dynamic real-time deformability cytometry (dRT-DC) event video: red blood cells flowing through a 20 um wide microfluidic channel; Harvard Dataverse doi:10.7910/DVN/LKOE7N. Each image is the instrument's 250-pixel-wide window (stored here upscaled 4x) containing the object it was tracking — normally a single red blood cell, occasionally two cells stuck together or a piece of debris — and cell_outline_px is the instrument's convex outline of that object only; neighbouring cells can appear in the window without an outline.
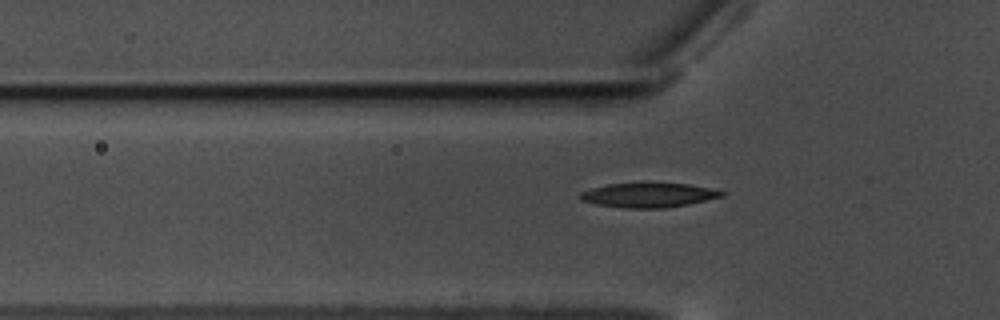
{"species": "common noctule bat (a hibernating species)", "species_latin": "Nyctalus noctula", "temperature_condition": "warm", "stored_images_in_passage": 41, "camera_frame_rate_fps": 3000, "um_per_image_px": 0.085, "animal": {"sex": "male", "body_mass_g": 17.5, "forearm_length_mm": 52.3}, "frame": {"image": 1, "passage_image": 8, "time_ms": 2.333, "image_size_px": [1000, 320], "cell_outline_px": [[728, 192], [724, 196], [688, 204], [664, 208], [628, 208], [596, 204], [580, 200], [580, 192], [592, 188], [608, 184], [640, 180], [644, 180], [688, 184]], "centroid_in_image_um": [55.12, 16.53], "position_along_channel_um": 70.7, "area_um2": 20.98}}
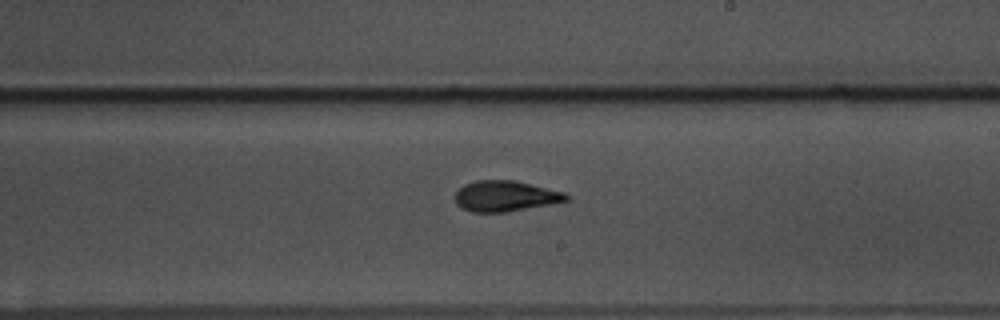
{"frame": {"image": 2, "passage_image": 23, "time_ms": 7.333, "image_size_px": [1000, 320], "cell_outline_px": [[568, 200], [548, 204], [504, 212], [472, 212], [456, 204], [456, 192], [464, 184], [476, 180], [516, 180], [564, 192], [568, 196]], "centroid_in_image_um": [42.93, 16.65], "position_along_channel_um": 246.1, "area_um2": 19.59}}
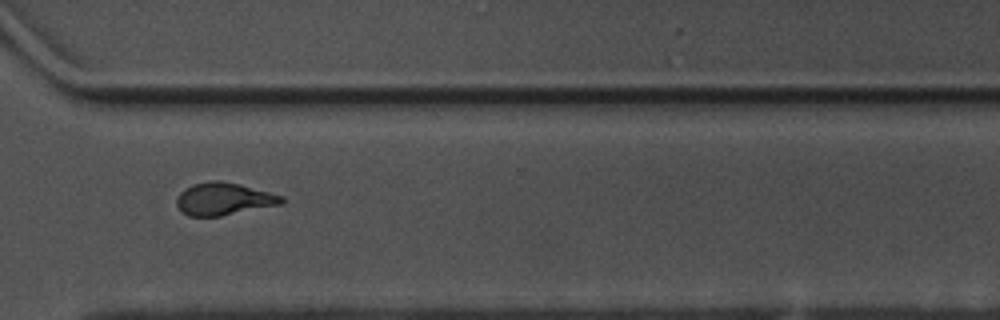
{"frame": {"image": 3, "passage_image": 32, "time_ms": 10.333, "image_size_px": [1000, 320], "cell_outline_px": [[284, 204], [220, 216], [188, 216], [176, 204], [176, 200], [180, 192], [184, 188], [192, 184], [208, 180], [220, 180], [240, 184], [284, 196]], "centroid_in_image_um": [19.04, 16.9], "position_along_channel_um": 351.6, "area_um2": 20.0}, "authors_computed_cell_mechanics": {"area_um2": 19.9988, "velocity_mm_per_s": 3.5119, "shape_relaxation_time_tau1_ms": 3.9577, "shape_relaxation_time_tau2_ms": 2.3495, "deformation_change_tau1": 0.1638, "deformation_change_tau2": 0.0932}}